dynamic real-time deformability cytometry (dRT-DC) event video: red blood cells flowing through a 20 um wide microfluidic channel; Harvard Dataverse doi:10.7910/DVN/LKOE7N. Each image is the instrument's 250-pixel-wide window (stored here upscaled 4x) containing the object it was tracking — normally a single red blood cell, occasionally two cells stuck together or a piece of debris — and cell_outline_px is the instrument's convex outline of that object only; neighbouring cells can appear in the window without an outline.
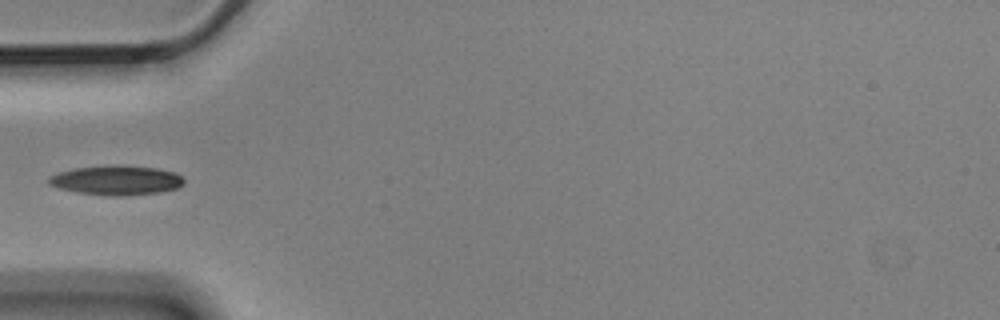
{"species": "Egyptian fruit bat (a non-hibernating species)", "species_latin": "Rousettus aegyptiacus", "temperature_condition": "cold", "stored_images_in_passage": 8, "camera_frame_rate_fps": 3000, "um_per_image_px": 0.085, "animal": {"sex": "male"}, "frame": {"image": 1, "passage_image": 5, "time_ms": 1.333, "image_size_px": [1000, 320], "cell_outline_px": [[184, 184], [176, 188], [160, 192], [124, 196], [112, 196], [76, 192], [60, 188], [48, 184], [48, 176], [56, 172], [72, 168], [116, 164], [120, 164], [156, 168], [172, 172], [180, 176], [184, 180]], "centroid_in_image_um": [9.84, 15.31], "position_along_channel_um": 75.2, "area_um2": 23.47}}
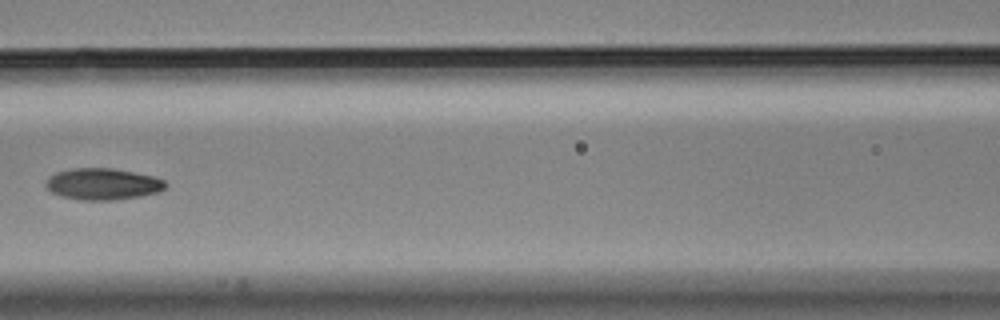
{"frame": {"image": 2, "passage_image": 7, "time_ms": 2.0, "image_size_px": [1000, 320], "cell_outline_px": [[168, 184], [160, 192], [140, 196], [112, 200], [76, 200], [60, 196], [52, 192], [48, 188], [48, 176], [56, 172], [72, 168], [112, 168], [152, 176], [164, 180]], "centroid_in_image_um": [8.74, 15.65], "position_along_channel_um": 157.9, "area_um2": 21.91}}
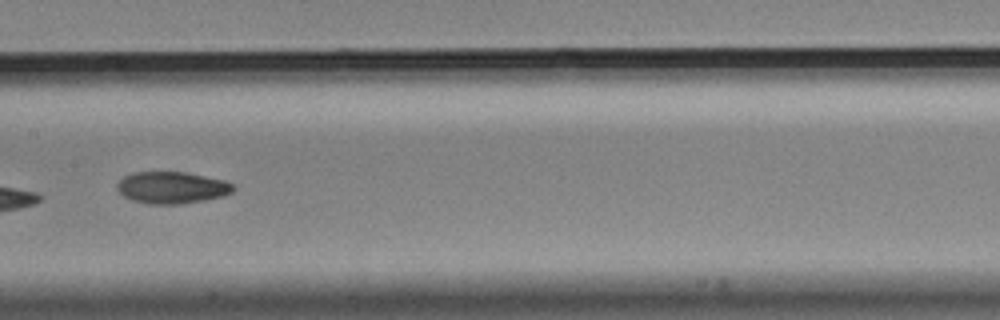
{"frame": {"image": 3, "passage_image": 8, "time_ms": 2.333, "image_size_px": [1000, 320], "cell_outline_px": [[236, 188], [232, 192], [224, 196], [204, 200], [180, 204], [148, 204], [132, 200], [124, 196], [116, 188], [116, 184], [124, 176], [132, 172], [184, 172], [224, 180], [232, 184]], "centroid_in_image_um": [14.6, 15.95], "position_along_channel_um": 192.8, "area_um2": 21.56}}